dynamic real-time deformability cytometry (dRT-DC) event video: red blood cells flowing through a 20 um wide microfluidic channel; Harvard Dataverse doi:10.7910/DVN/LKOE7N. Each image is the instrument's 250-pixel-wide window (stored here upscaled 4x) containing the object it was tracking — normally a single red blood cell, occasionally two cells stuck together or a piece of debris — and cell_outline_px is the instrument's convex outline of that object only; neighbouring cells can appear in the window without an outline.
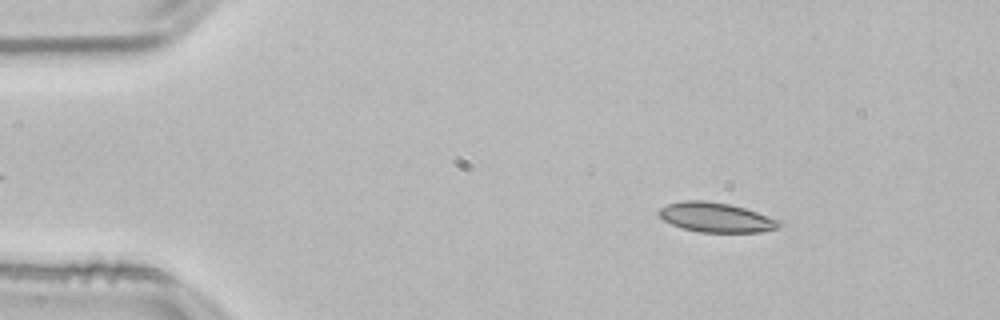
{"species": "common noctule bat (a hibernating species)", "species_latin": "Nyctalus noctula", "temperature_condition": "room temperature", "stored_images_in_passage": 52, "camera_frame_rate_fps": 3000, "um_per_image_px": 0.085, "animal": {"sex": "male", "body_mass_g": 21.5, "forearm_length_mm": 52.0}, "frame": {"image": 1, "passage_image": 7, "time_ms": 2.0, "image_size_px": [1000, 320], "cell_outline_px": [[784, 224], [780, 228], [760, 232], [700, 232], [684, 228], [672, 224], [664, 220], [656, 212], [660, 208], [668, 204], [684, 200], [704, 200], [728, 204], [744, 208], [784, 220]], "centroid_in_image_um": [60.94, 18.48], "position_along_channel_um": 24.1, "area_um2": 20.92}}
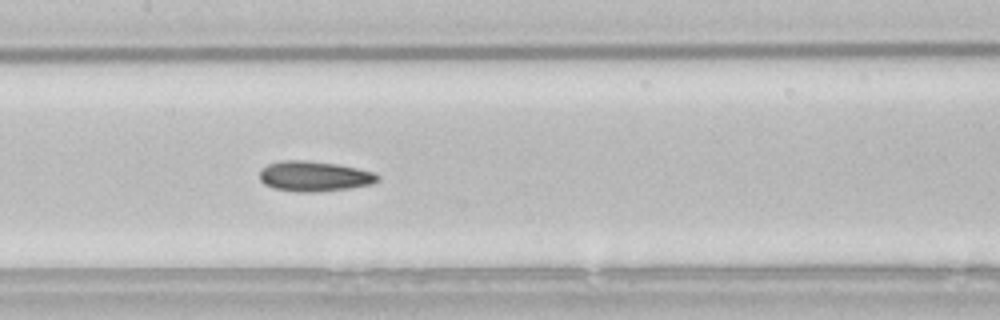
{"frame": {"image": 2, "passage_image": 25, "time_ms": 8.0, "image_size_px": [1000, 320], "cell_outline_px": [[380, 180], [368, 184], [348, 188], [312, 192], [296, 192], [276, 188], [264, 184], [260, 180], [260, 168], [268, 164], [284, 160], [304, 160], [336, 164], [356, 168], [372, 172], [380, 176]], "centroid_in_image_um": [26.67, 14.97], "position_along_channel_um": 180.7, "area_um2": 20.52}}
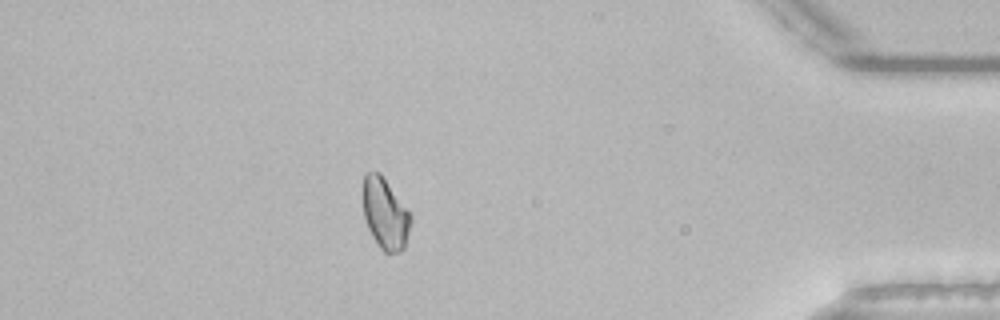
{"frame": {"image": 3, "passage_image": 46, "time_ms": 15.0, "image_size_px": [1000, 320], "cell_outline_px": [[412, 220], [404, 248], [400, 252], [384, 252], [380, 248], [372, 236], [368, 228], [364, 216], [364, 176], [368, 172], [380, 172], [412, 216]], "centroid_in_image_um": [32.75, 18.18], "position_along_channel_um": 402.4, "area_um2": 19.42}, "authors_computed_cell_mechanics": {"area_um2": 20.3745, "velocity_mm_per_s": 3.8153, "shape_relaxation_time_tau1_ms": 10.0096, "shape_relaxation_time_tau2_ms": 6.7687, "deformation_change_tau1": 0.1339, "deformation_change_tau2": 0.1098}}